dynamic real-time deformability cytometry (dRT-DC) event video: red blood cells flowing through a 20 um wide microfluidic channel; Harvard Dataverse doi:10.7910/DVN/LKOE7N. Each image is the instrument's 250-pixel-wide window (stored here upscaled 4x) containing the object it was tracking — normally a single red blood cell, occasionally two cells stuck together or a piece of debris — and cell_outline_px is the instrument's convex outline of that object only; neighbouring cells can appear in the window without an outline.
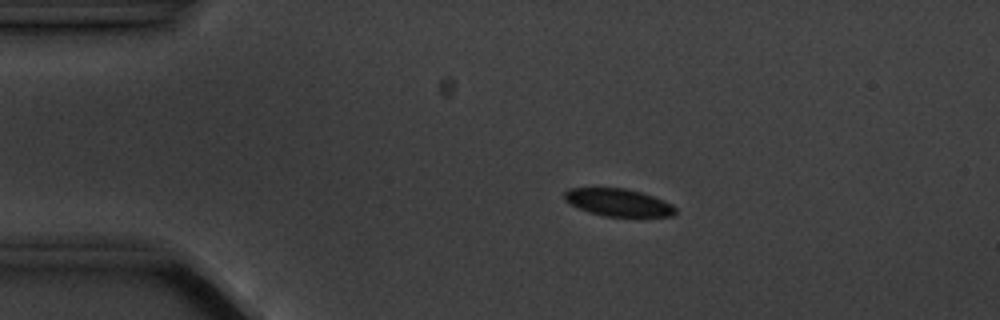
{"species": "common noctule bat (a hibernating species)", "species_latin": "Nyctalus noctula", "temperature_condition": "cold", "stored_images_in_passage": 5, "camera_frame_rate_fps": 3000, "um_per_image_px": 0.085, "animal": {"sex": "male", "body_mass_g": 20.1, "forearm_length_mm": 53.5}, "frame": {"image": 1, "passage_image": 3, "time_ms": 2.333, "image_size_px": [1000, 320], "cell_outline_px": [[676, 212], [672, 216], [604, 216], [588, 212], [564, 200], [564, 192], [568, 188], [624, 188], [640, 192], [664, 200], [672, 204], [676, 208]], "centroid_in_image_um": [52.55, 17.2], "position_along_channel_um": 32.4, "area_um2": 17.63}}